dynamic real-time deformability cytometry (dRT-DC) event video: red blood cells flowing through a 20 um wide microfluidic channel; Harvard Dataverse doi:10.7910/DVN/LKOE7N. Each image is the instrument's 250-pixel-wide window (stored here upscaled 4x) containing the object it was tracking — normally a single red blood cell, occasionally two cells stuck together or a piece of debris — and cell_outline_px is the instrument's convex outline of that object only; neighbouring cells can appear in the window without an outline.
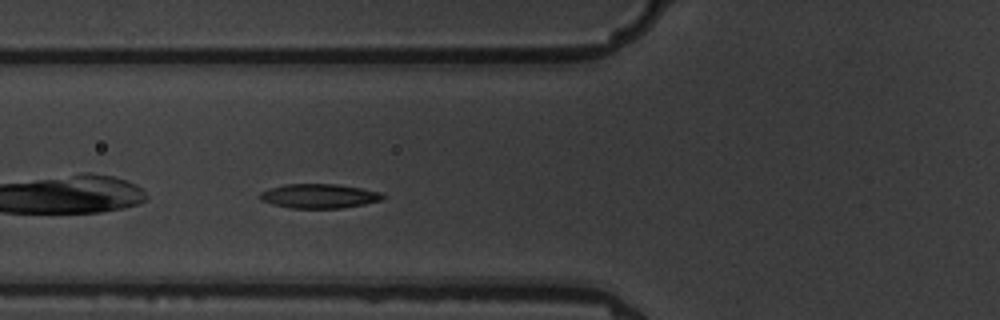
{"species": "common noctule bat (a hibernating species)", "species_latin": "Nyctalus noctula", "temperature_condition": "warm", "stored_images_in_passage": 4, "camera_frame_rate_fps": 3000, "um_per_image_px": 0.085, "animal": {"sex": "male", "body_mass_g": 19.5, "forearm_length_mm": 54.6}, "frame": {"image": 1, "passage_image": 4, "time_ms": 3.333, "image_size_px": [1000, 320], "cell_outline_px": [[388, 196], [384, 200], [364, 204], [340, 208], [288, 208], [272, 204], [260, 200], [260, 192], [284, 184], [336, 184], [360, 188], [380, 192]], "centroid_in_image_um": [27.16, 16.67], "position_along_channel_um": 98.6, "area_um2": 17.46}}